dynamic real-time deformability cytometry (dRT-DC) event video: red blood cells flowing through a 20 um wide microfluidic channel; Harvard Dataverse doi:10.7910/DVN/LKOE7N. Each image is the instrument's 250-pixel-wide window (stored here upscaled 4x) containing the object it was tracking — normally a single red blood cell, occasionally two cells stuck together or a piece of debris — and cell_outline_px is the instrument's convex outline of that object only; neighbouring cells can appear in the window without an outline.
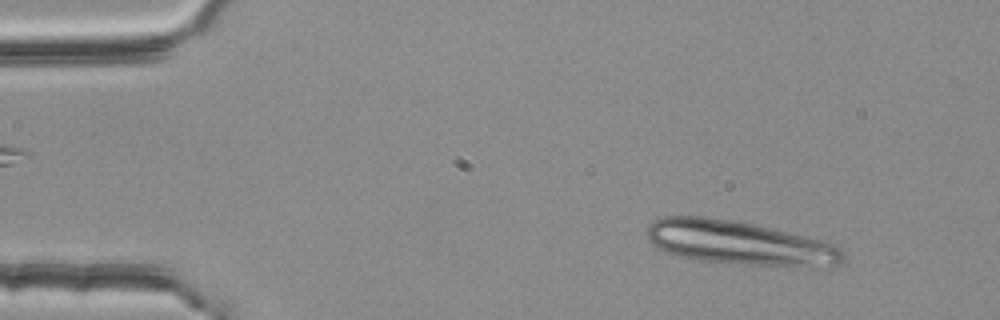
{"species": "common noctule bat (a hibernating species)", "species_latin": "Nyctalus noctula", "temperature_condition": "room temperature", "stored_images_in_passage": 13, "camera_frame_rate_fps": 3000, "um_per_image_px": 0.085, "animal": {"sex": "female", "body_mass_g": 25.1}, "frame": {"image": 1, "passage_image": 3, "time_ms": 0.667, "image_size_px": [1000, 320], "cell_outline_px": [[844, 256], [840, 264], [748, 264], [700, 260], [676, 256], [664, 252], [656, 248], [648, 240], [648, 224], [664, 216], [704, 216], [732, 220], [752, 224], [788, 232], [836, 244], [844, 252]], "centroid_in_image_um": [62.71, 20.61], "position_along_channel_um": 22.3, "area_um2": 48.96}}